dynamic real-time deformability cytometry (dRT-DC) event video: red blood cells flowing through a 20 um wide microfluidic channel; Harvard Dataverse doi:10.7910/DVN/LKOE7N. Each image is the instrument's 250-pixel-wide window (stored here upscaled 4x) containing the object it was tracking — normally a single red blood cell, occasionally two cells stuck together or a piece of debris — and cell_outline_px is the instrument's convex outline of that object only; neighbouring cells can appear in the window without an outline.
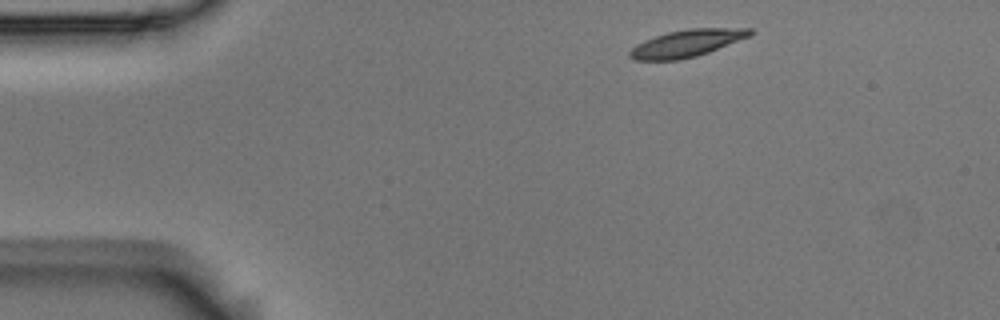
{"species": "Egyptian fruit bat (a non-hibernating species)", "species_latin": "Rousettus aegyptiacus", "temperature_condition": "room temperature", "stored_images_in_passage": 5, "camera_frame_rate_fps": 3000, "um_per_image_px": 0.085, "animal": {"sex": "male"}, "frame": {"image": 1, "passage_image": 1, "time_ms": 0.0, "image_size_px": [1000, 320], "cell_outline_px": [[756, 32], [748, 36], [708, 52], [696, 56], [680, 60], [632, 60], [628, 56], [628, 52], [636, 44], [644, 40], [668, 32], [688, 28], [752, 28]], "centroid_in_image_um": [58.34, 3.68], "position_along_channel_um": 26.7, "area_um2": 18.96}}
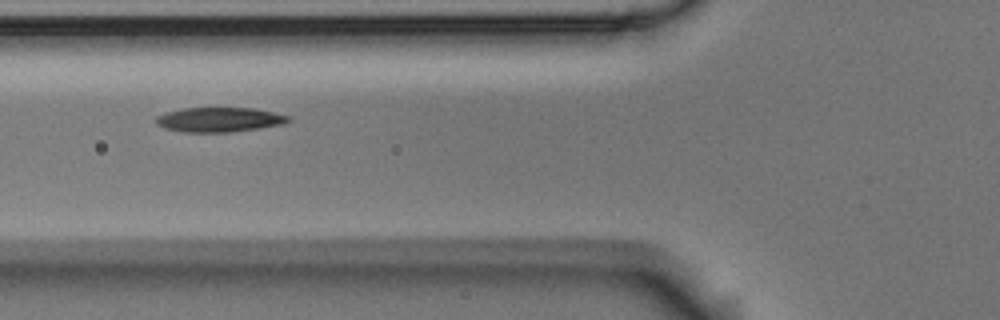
{"frame": {"image": 2, "passage_image": 4, "time_ms": 1.0, "image_size_px": [1000, 320], "cell_outline_px": [[292, 120], [284, 124], [260, 128], [228, 132], [184, 132], [164, 128], [156, 124], [156, 116], [168, 112], [184, 108], [252, 108], [292, 116]], "centroid_in_image_um": [18.68, 10.17], "position_along_channel_um": 107.1, "area_um2": 18.96}}
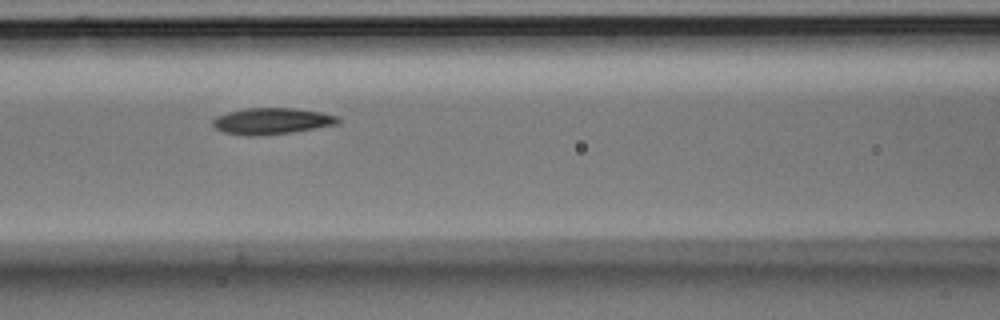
{"frame": {"image": 3, "passage_image": 5, "time_ms": 1.333, "image_size_px": [1000, 320], "cell_outline_px": [[340, 120], [336, 124], [292, 132], [264, 136], [244, 136], [224, 132], [216, 128], [212, 124], [212, 120], [216, 116], [228, 112], [244, 108], [292, 108], [320, 112], [336, 116]], "centroid_in_image_um": [23.04, 10.3], "position_along_channel_um": 143.6, "area_um2": 19.19}}